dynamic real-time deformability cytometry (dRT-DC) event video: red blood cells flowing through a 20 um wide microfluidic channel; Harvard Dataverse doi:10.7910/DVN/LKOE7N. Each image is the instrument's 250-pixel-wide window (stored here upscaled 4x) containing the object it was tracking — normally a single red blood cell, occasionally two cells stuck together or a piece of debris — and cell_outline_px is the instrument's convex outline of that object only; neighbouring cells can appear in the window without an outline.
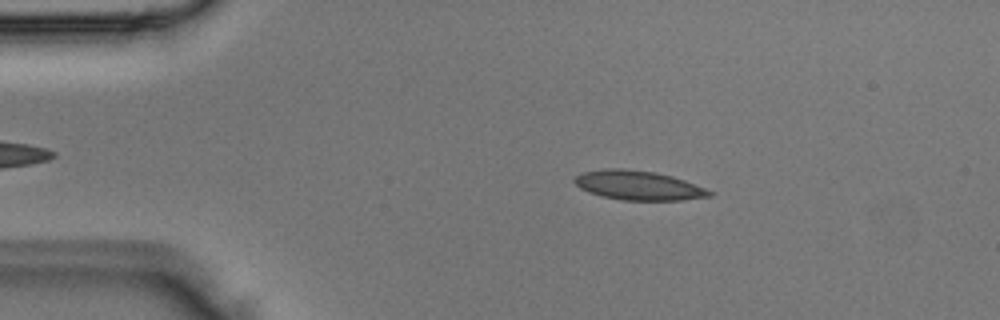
{"species": "Egyptian fruit bat (a non-hibernating species)", "species_latin": "Rousettus aegyptiacus", "temperature_condition": "room temperature", "stored_images_in_passage": 2, "camera_frame_rate_fps": 3000, "um_per_image_px": 0.085, "animal": {"sex": "male"}, "frame": {"image": 1, "passage_image": 2, "time_ms": 0.333, "image_size_px": [1000, 320], "cell_outline_px": [[712, 196], [680, 200], [624, 200], [604, 196], [588, 192], [580, 188], [572, 180], [580, 172], [604, 168], [624, 168], [656, 172], [672, 176], [684, 180], [704, 188], [712, 192]], "centroid_in_image_um": [54.21, 15.74], "position_along_channel_um": 30.8, "area_um2": 23.0}}